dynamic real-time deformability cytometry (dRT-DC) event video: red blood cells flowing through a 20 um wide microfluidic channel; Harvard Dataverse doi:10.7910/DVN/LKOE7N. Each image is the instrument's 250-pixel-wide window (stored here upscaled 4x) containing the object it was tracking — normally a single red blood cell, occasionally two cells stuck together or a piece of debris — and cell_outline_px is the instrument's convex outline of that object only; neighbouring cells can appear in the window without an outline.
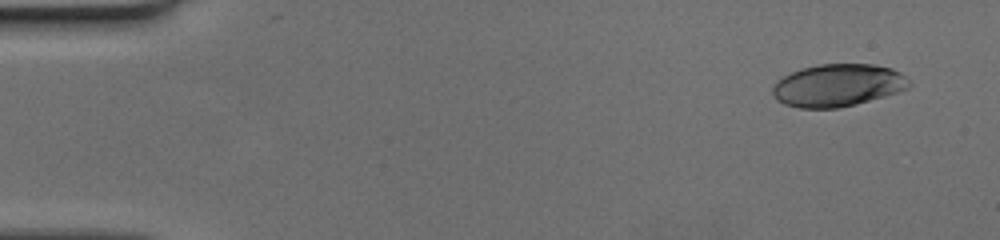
{"species": "human", "species_latin": "Homo sapiens", "temperature_condition": "cold", "stored_images_in_passage": 9, "camera_frame_rate_fps": 3000, "um_per_image_px": 0.085, "donor": {"sex": "female"}, "frame": {"image": 1, "passage_image": 1, "time_ms": 0.0, "image_size_px": [1000, 240], "cell_outline_px": [[912, 84], [908, 88], [900, 92], [856, 104], [836, 108], [800, 108], [784, 104], [776, 100], [772, 96], [772, 88], [776, 80], [800, 68], [820, 64], [872, 64], [892, 68], [900, 72]], "centroid_in_image_um": [71.2, 7.25], "position_along_channel_um": 13.8, "area_um2": 34.04}}